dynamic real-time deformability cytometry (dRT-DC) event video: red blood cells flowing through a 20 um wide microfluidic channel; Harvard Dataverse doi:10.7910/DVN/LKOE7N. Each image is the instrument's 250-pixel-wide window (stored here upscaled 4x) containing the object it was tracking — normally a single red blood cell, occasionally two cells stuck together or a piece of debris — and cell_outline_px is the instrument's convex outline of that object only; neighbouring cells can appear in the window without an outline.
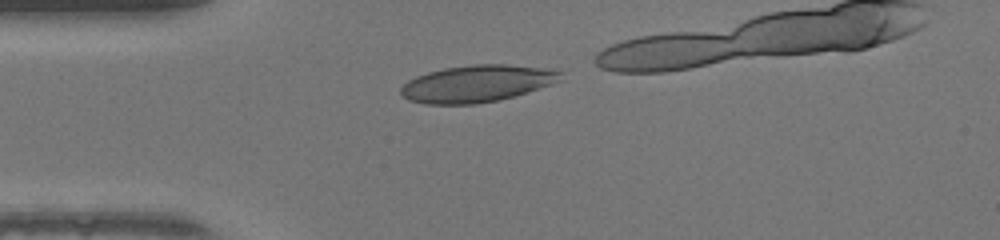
{"species": "human", "species_latin": "Homo sapiens", "temperature_condition": "warm", "stored_images_in_passage": 24, "camera_frame_rate_fps": 3000, "um_per_image_px": 0.085, "donor": {"sex": "female"}, "frame": {"image": 1, "passage_image": 1, "time_ms": 0.0, "image_size_px": [1000, 240], "cell_outline_px": [[564, 80], [552, 84], [512, 96], [496, 100], [476, 104], [424, 104], [408, 100], [400, 92], [400, 88], [408, 80], [416, 76], [428, 72], [444, 68], [472, 64], [504, 64], [540, 68], [564, 72]], "centroid_in_image_um": [40.53, 7.1], "position_along_channel_um": 44.5, "area_um2": 34.28}}
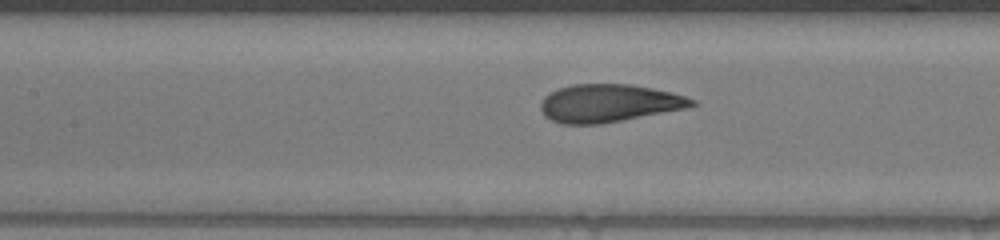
{"frame": {"image": 2, "passage_image": 10, "time_ms": 3.0, "image_size_px": [1000, 240], "cell_outline_px": [[696, 104], [684, 108], [600, 124], [560, 124], [544, 116], [540, 108], [540, 104], [544, 96], [548, 92], [572, 84], [632, 84], [672, 92], [696, 100]], "centroid_in_image_um": [51.69, 8.76], "position_along_channel_um": 155.7, "area_um2": 33.18}}
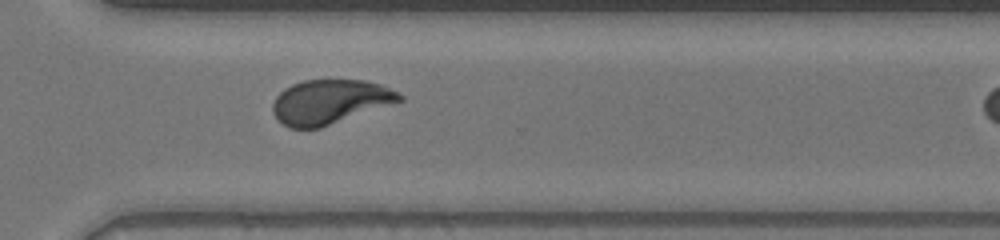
{"frame": {"image": 3, "passage_image": 23, "time_ms": 7.333, "image_size_px": [1000, 240], "cell_outline_px": [[404, 100], [320, 128], [288, 128], [272, 112], [272, 104], [276, 96], [284, 88], [292, 84], [304, 80], [364, 80], [380, 84], [404, 96]], "centroid_in_image_um": [28.02, 8.65], "position_along_channel_um": 342.6, "area_um2": 32.6}}